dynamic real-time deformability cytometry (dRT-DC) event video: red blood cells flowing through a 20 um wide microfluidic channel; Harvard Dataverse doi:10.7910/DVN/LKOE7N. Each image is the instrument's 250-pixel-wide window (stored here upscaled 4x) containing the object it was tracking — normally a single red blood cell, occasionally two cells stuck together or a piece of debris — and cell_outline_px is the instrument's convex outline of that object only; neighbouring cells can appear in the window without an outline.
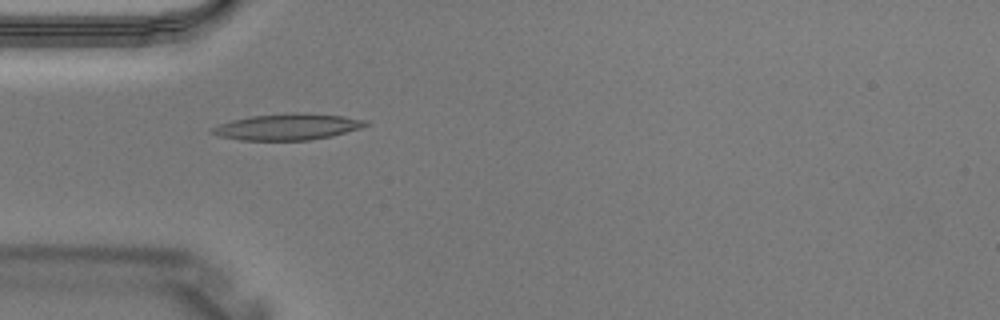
{"species": "Egyptian fruit bat (a non-hibernating species)", "species_latin": "Rousettus aegyptiacus", "temperature_condition": "warm", "stored_images_in_passage": 3, "camera_frame_rate_fps": 3000, "um_per_image_px": 0.085, "animal": {"sex": "male"}, "frame": {"image": 1, "passage_image": 3, "time_ms": 0.667, "image_size_px": [1000, 320], "cell_outline_px": [[372, 124], [360, 128], [332, 136], [308, 140], [240, 140], [220, 136], [208, 132], [212, 128], [220, 124], [232, 120], [252, 116], [292, 112], [296, 112], [344, 116], [368, 120]], "centroid_in_image_um": [24.48, 10.77], "position_along_channel_um": 60.5, "area_um2": 23.52}}